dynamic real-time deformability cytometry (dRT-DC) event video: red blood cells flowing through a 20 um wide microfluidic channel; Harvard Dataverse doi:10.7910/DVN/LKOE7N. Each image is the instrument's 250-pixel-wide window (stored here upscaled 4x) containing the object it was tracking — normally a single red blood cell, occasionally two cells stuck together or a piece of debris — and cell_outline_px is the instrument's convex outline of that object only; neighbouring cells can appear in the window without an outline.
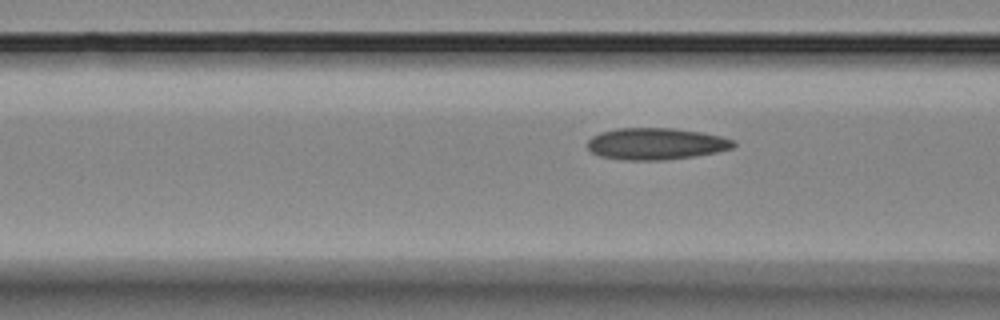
{"species": "Egyptian fruit bat (a non-hibernating species)", "species_latin": "Rousettus aegyptiacus", "temperature_condition": "room temperature", "stored_images_in_passage": 5, "camera_frame_rate_fps": 3000, "um_per_image_px": 0.085, "animal": {"sex": "female"}, "frame": {"image": 1, "passage_image": 5, "time_ms": 5.667, "image_size_px": [1000, 320], "cell_outline_px": [[736, 144], [732, 148], [716, 152], [692, 156], [660, 160], [624, 160], [600, 156], [592, 152], [588, 148], [588, 140], [592, 136], [600, 132], [616, 128], [672, 128], [700, 132], [720, 136], [736, 140]], "centroid_in_image_um": [55.74, 12.21], "position_along_channel_um": 110.9, "area_um2": 26.88}}